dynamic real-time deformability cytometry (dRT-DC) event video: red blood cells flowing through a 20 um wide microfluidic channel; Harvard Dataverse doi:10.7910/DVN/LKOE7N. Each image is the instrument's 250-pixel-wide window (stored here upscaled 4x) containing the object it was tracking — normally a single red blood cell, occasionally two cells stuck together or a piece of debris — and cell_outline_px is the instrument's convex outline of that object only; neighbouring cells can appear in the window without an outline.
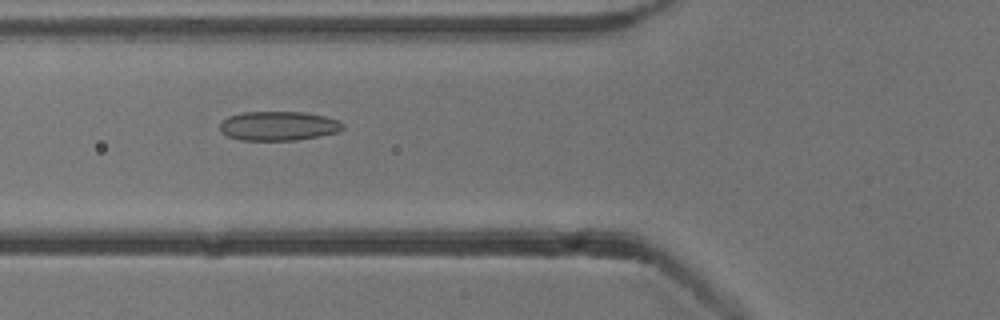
{"species": "common noctule bat (a hibernating species)", "species_latin": "Nyctalus noctula", "temperature_condition": "cold", "stored_images_in_passage": 18, "camera_frame_rate_fps": 3000, "um_per_image_px": 0.085, "animal": {"sex": "male", "body_mass_g": 13.3}, "frame": {"image": 1, "passage_image": 5, "time_ms": 1.333, "image_size_px": [1000, 320], "cell_outline_px": [[344, 128], [336, 132], [320, 136], [296, 140], [240, 140], [228, 136], [220, 128], [220, 124], [228, 116], [240, 112], [304, 112], [324, 116], [340, 120], [344, 124]], "centroid_in_image_um": [23.69, 10.7], "position_along_channel_um": 102.1, "area_um2": 20.92}}
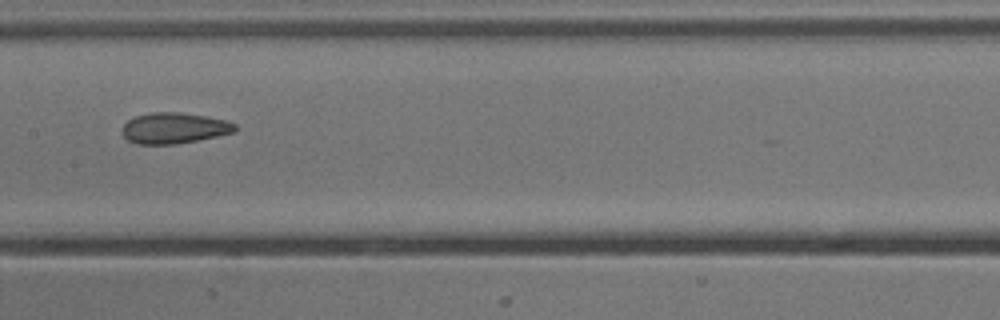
{"frame": {"image": 2, "passage_image": 12, "time_ms": 3.667, "image_size_px": [1000, 320], "cell_outline_px": [[236, 132], [196, 140], [172, 144], [136, 144], [128, 140], [120, 132], [124, 124], [128, 120], [136, 116], [152, 112], [180, 112], [208, 116], [224, 120], [236, 124]], "centroid_in_image_um": [14.78, 10.88], "position_along_channel_um": 192.6, "area_um2": 20.29}}
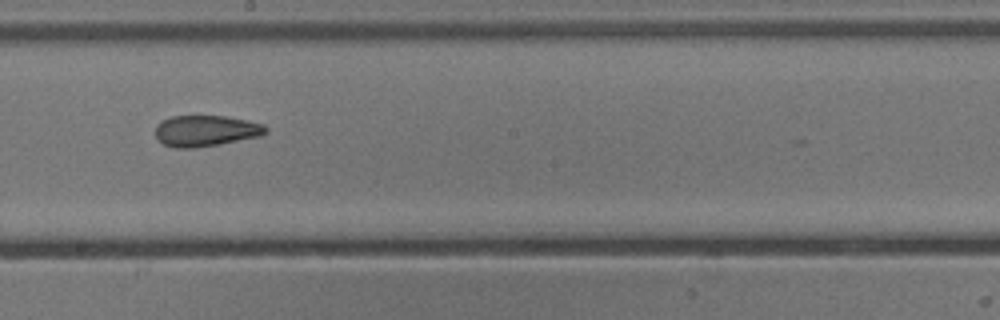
{"frame": {"image": 3, "passage_image": 15, "time_ms": 4.667, "image_size_px": [1000, 320], "cell_outline_px": [[268, 132], [260, 136], [220, 144], [196, 148], [176, 148], [164, 144], [156, 140], [156, 124], [160, 120], [172, 116], [224, 116], [248, 120], [264, 124], [268, 128]], "centroid_in_image_um": [17.48, 11.12], "position_along_channel_um": 230.7, "area_um2": 20.23}}